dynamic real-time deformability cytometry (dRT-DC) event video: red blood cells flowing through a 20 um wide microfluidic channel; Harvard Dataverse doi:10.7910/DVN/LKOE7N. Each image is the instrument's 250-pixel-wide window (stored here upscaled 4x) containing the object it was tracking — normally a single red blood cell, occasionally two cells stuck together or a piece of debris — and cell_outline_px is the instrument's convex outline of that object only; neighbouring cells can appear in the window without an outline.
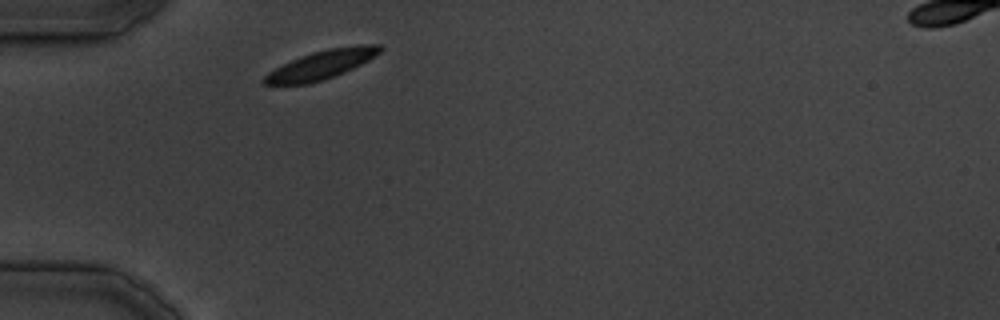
{"species": "common noctule bat (a hibernating species)", "species_latin": "Nyctalus noctula", "temperature_condition": "cold", "stored_images_in_passage": 9, "camera_frame_rate_fps": 3000, "um_per_image_px": 0.085, "animal": {"sex": "male", "body_mass_g": 19.5, "forearm_length_mm": 54.6}, "frame": {"image": 1, "passage_image": 1, "time_ms": 0.0, "image_size_px": [1000, 320], "cell_outline_px": [[384, 48], [380, 52], [368, 60], [336, 76], [324, 80], [308, 84], [264, 84], [260, 80], [268, 72], [292, 60], [328, 48], [356, 44], [384, 44]], "centroid_in_image_um": [27.37, 5.49], "position_along_channel_um": 57.6, "area_um2": 19.25}}
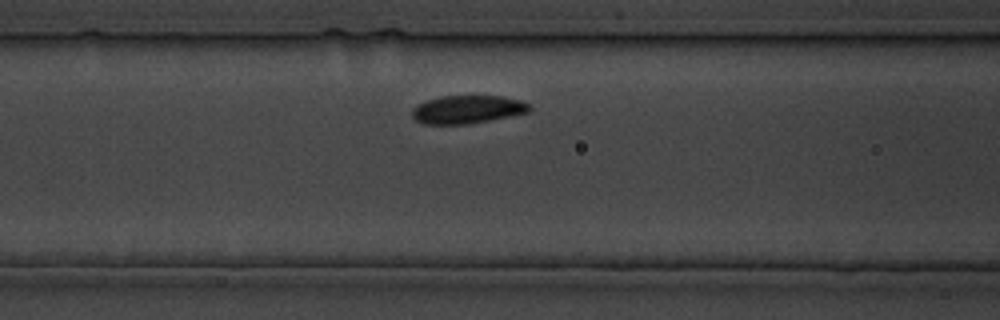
{"frame": {"image": 2, "passage_image": 6, "time_ms": 5.667, "image_size_px": [1000, 320], "cell_outline_px": [[532, 108], [528, 112], [468, 124], [424, 124], [416, 120], [412, 116], [412, 108], [416, 104], [440, 96], [504, 96], [520, 100], [532, 104]], "centroid_in_image_um": [39.73, 9.29], "position_along_channel_um": 126.9, "area_um2": 19.25}}
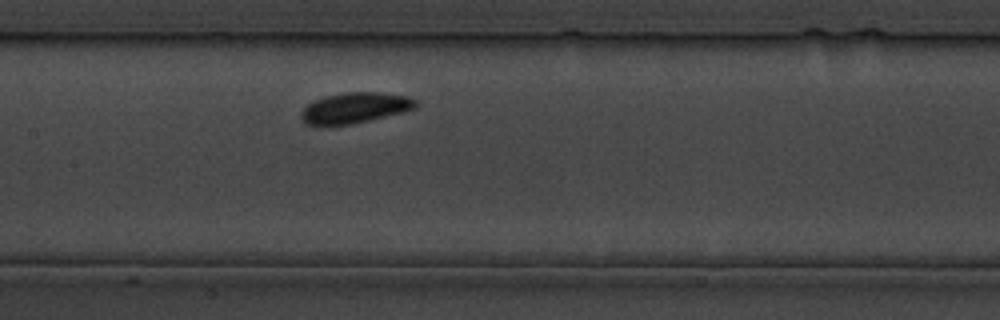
{"frame": {"image": 3, "passage_image": 9, "time_ms": 9.333, "image_size_px": [1000, 320], "cell_outline_px": [[416, 108], [404, 112], [352, 124], [304, 124], [300, 120], [300, 112], [308, 104], [324, 96], [348, 92], [380, 92], [408, 96], [416, 100]], "centroid_in_image_um": [30.18, 9.16], "position_along_channel_um": 177.2, "area_um2": 20.35}}